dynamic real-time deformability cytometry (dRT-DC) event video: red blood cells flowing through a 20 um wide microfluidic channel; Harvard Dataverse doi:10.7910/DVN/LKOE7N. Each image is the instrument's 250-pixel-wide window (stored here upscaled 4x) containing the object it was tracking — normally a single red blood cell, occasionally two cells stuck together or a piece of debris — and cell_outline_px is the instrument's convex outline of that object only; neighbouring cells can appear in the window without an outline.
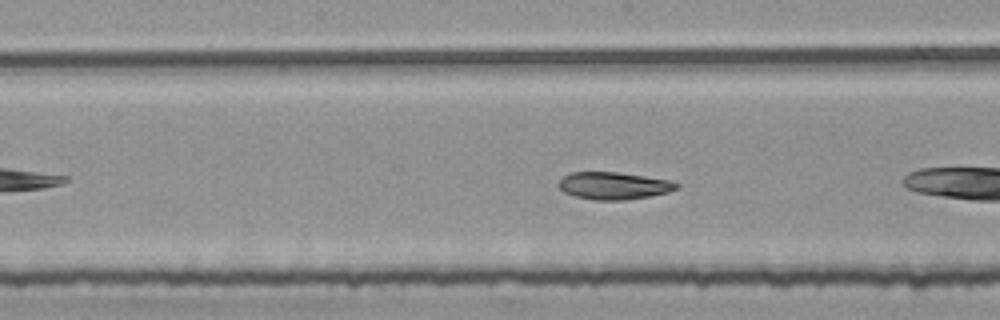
{"species": "common noctule bat (a hibernating species)", "species_latin": "Nyctalus noctula", "temperature_condition": "room temperature", "stored_images_in_passage": 33, "camera_frame_rate_fps": 3000, "um_per_image_px": 0.085, "animal": {"sex": "female", "body_mass_g": 25.1}, "frame": {"image": 1, "passage_image": 10, "time_ms": 3.0, "image_size_px": [1000, 320], "cell_outline_px": [[680, 188], [668, 192], [648, 196], [624, 200], [592, 200], [576, 196], [564, 192], [556, 184], [564, 176], [572, 172], [616, 172], [644, 176], [668, 180], [680, 184]], "centroid_in_image_um": [52.16, 15.79], "position_along_channel_um": 196.0, "area_um2": 18.67}, "authors_computed_cell_mechanics": {"area_um2": 18.9006, "velocity_mm_per_s": 3.7451, "shape_relaxation_time_tau1_ms": 7.1851, "shape_relaxation_time_tau2_ms": 1.2129, "deformation_change_tau1": 0.1558, "deformation_change_tau2": 0.0511}}